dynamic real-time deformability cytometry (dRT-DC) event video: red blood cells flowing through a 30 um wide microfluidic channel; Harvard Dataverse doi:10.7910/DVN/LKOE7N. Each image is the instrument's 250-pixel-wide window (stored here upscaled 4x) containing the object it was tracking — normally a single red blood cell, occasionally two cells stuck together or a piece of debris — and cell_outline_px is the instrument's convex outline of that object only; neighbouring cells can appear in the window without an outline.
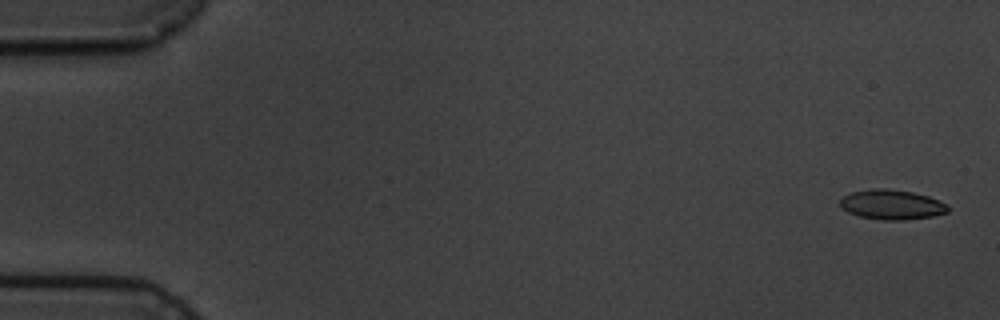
{"species": "common noctule bat (a hibernating species)", "species_latin": "Nyctalus noctula", "temperature_condition": "cold", "stored_images_in_passage": 15, "camera_frame_rate_fps": 3000, "um_per_image_px": 0.085, "animal": {"sex": "male", "body_mass_g": 19.5, "forearm_length_mm": 54.6}, "frame": {"image": 1, "passage_image": 1, "time_ms": 0.0, "image_size_px": [1000, 320], "cell_outline_px": [[948, 212], [932, 216], [904, 220], [884, 220], [860, 216], [848, 212], [840, 208], [840, 200], [844, 196], [852, 192], [872, 188], [888, 188], [912, 192], [928, 196], [948, 204]], "centroid_in_image_um": [75.79, 17.38], "position_along_channel_um": 9.2, "area_um2": 18.73}}
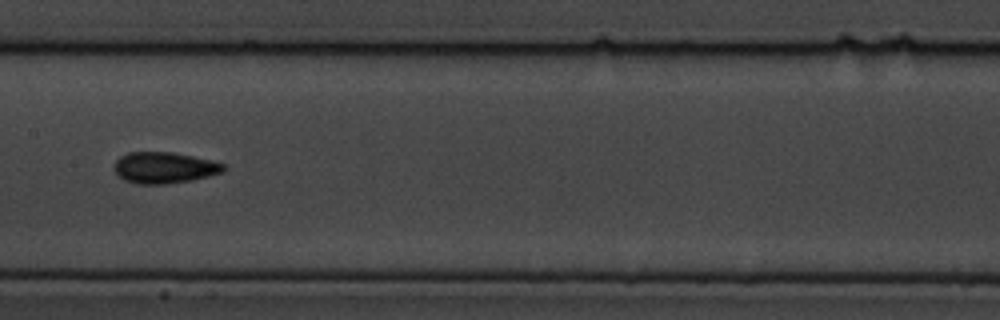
{"frame": {"image": 2, "passage_image": 8, "time_ms": 9.0, "image_size_px": [1000, 320], "cell_outline_px": [[228, 168], [224, 172], [192, 180], [164, 184], [136, 184], [124, 180], [112, 168], [116, 160], [120, 156], [128, 152], [172, 152], [212, 160], [224, 164]], "centroid_in_image_um": [13.97, 14.25], "position_along_channel_um": 193.4, "area_um2": 20.06}}
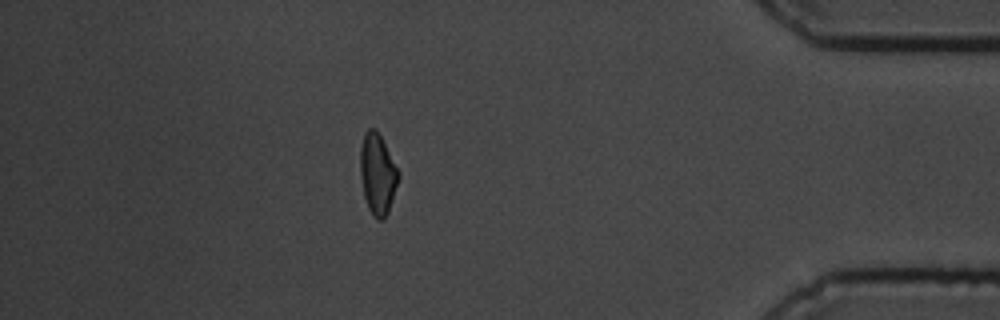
{"frame": {"image": 3, "passage_image": 14, "time_ms": 16.0, "image_size_px": [1000, 320], "cell_outline_px": [[400, 176], [388, 212], [384, 220], [376, 220], [372, 216], [368, 208], [364, 196], [360, 176], [360, 148], [364, 132], [368, 128], [376, 128], [400, 172]], "centroid_in_image_um": [32.09, 14.8], "position_along_channel_um": 403.1, "area_um2": 18.21}, "authors_computed_cell_mechanics": {"area_um2": 18.6116, "velocity_mm_per_s": 3.5792, "shape_relaxation_time_tau1_ms": 2.6771, "shape_relaxation_time_tau2_ms": null, "deformation_change_tau1": 0.079, "deformation_change_tau2": null}}